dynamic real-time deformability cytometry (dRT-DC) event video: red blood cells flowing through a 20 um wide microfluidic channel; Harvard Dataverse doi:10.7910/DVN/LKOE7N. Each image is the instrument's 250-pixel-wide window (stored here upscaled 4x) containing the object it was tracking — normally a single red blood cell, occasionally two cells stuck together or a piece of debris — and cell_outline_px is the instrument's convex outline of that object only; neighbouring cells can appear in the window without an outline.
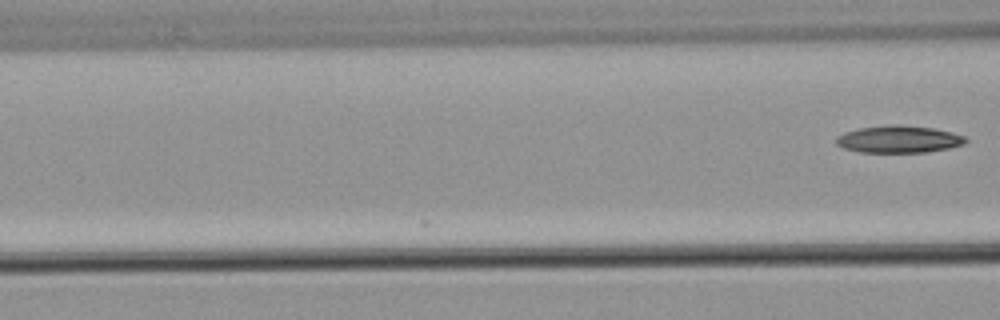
{"species": "common noctule bat (a hibernating species)", "species_latin": "Nyctalus noctula", "temperature_condition": "warm", "stored_images_in_passage": 5, "camera_frame_rate_fps": 3000, "um_per_image_px": 0.085, "animal": {"sex": "male", "body_mass_g": 21.5, "forearm_length_mm": 52.0}, "frame": {"image": 1, "passage_image": 5, "time_ms": 1.333, "image_size_px": [1000, 320], "cell_outline_px": [[968, 140], [964, 144], [948, 148], [924, 152], [860, 152], [844, 148], [836, 144], [836, 136], [844, 132], [856, 128], [884, 124], [900, 124], [932, 128], [952, 132], [964, 136]], "centroid_in_image_um": [76.35, 11.81], "position_along_channel_um": 90.2, "area_um2": 20.69}}